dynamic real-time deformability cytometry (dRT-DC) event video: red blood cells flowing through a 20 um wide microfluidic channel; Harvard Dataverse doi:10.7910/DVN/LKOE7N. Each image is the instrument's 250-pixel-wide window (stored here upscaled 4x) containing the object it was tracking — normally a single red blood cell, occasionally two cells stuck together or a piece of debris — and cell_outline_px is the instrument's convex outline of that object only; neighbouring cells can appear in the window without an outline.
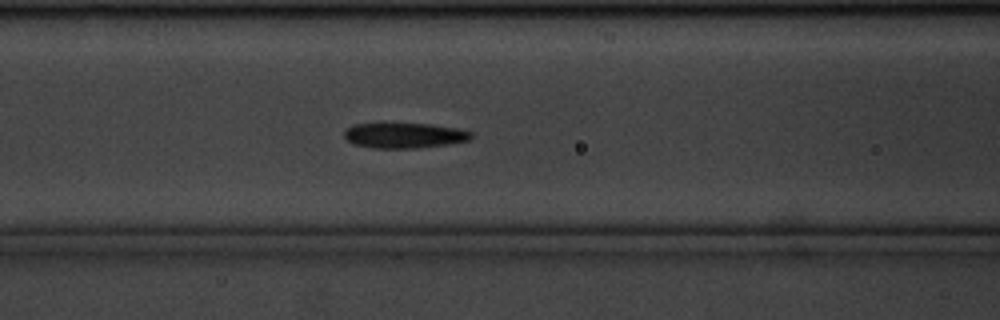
{"species": "common noctule bat (a hibernating species)", "species_latin": "Nyctalus noctula", "temperature_condition": "cold", "stored_images_in_passage": 47, "camera_frame_rate_fps": 3000, "um_per_image_px": 0.085, "animal": {"sex": "male", "body_mass_g": 20.1, "forearm_length_mm": 53.5}, "frame": {"image": 1, "passage_image": 18, "time_ms": 5.667, "image_size_px": [1000, 320], "cell_outline_px": [[472, 136], [468, 140], [448, 144], [420, 148], [372, 148], [352, 144], [344, 136], [344, 132], [352, 124], [380, 120], [384, 120], [432, 124], [460, 128], [472, 132]], "centroid_in_image_um": [34.3, 11.45], "position_along_channel_um": 132.3, "area_um2": 19.94}}
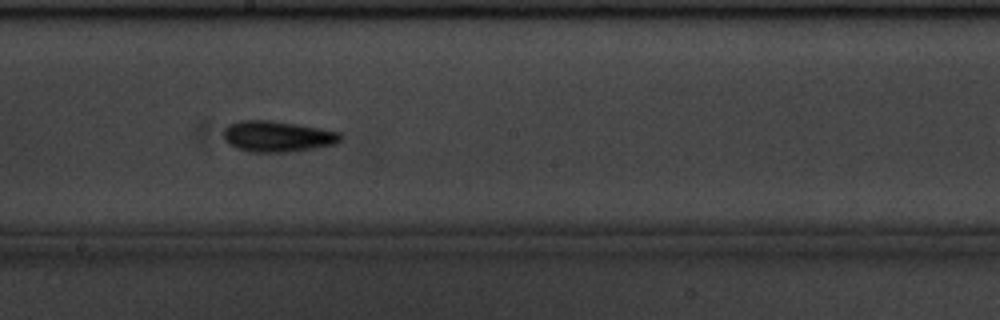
{"frame": {"image": 2, "passage_image": 26, "time_ms": 8.333, "image_size_px": [1000, 320], "cell_outline_px": [[344, 136], [336, 144], [316, 148], [288, 152], [248, 152], [236, 148], [228, 144], [224, 140], [224, 128], [228, 124], [240, 120], [268, 120], [320, 128], [340, 132]], "centroid_in_image_um": [23.57, 11.6], "position_along_channel_um": 224.6, "area_um2": 21.27}}
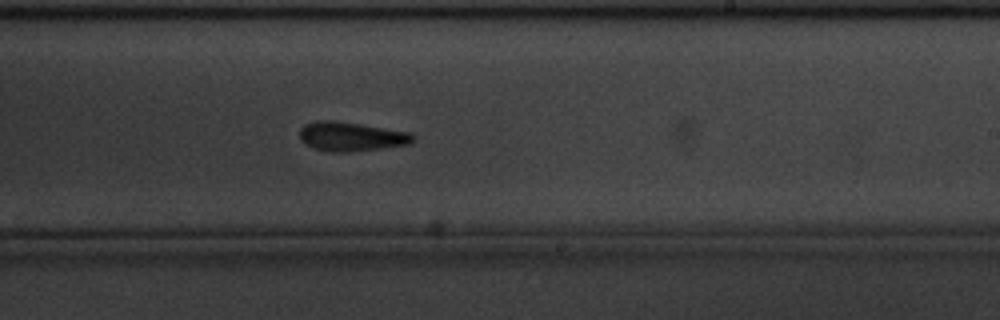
{"frame": {"image": 3, "passage_image": 29, "time_ms": 9.333, "image_size_px": [1000, 320], "cell_outline_px": [[416, 136], [412, 144], [348, 152], [332, 152], [316, 148], [304, 144], [300, 140], [300, 128], [304, 124], [316, 120], [336, 120], [412, 132]], "centroid_in_image_um": [29.87, 11.59], "position_along_channel_um": 259.1, "area_um2": 19.54}, "authors_computed_cell_mechanics": {"area_um2": 18.6116, "velocity_mm_per_s": 3.4664, "shape_relaxation_time_tau1_ms": 2.1898, "shape_relaxation_time_tau2_ms": 3.329, "deformation_change_tau1": 0.1187, "deformation_change_tau2": 0.1129}}